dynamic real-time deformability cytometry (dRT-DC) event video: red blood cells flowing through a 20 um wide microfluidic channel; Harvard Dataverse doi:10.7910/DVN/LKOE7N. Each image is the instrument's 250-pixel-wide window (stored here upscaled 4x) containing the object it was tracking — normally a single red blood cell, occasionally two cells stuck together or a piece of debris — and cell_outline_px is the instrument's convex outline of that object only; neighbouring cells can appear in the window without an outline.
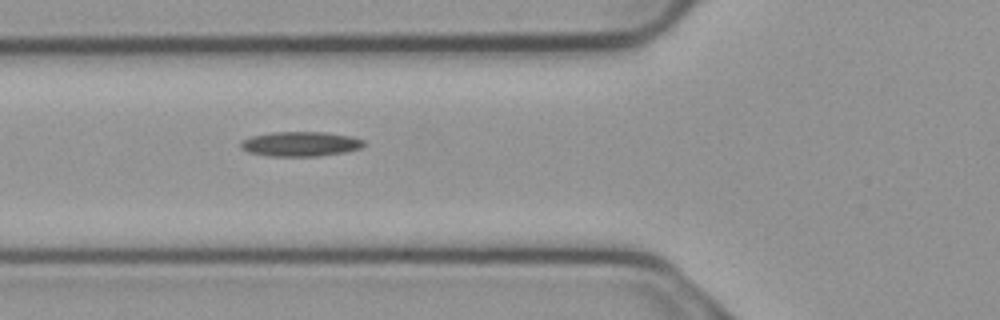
{"species": "common noctule bat (a hibernating species)", "species_latin": "Nyctalus noctula", "temperature_condition": "cold", "stored_images_in_passage": 5, "camera_frame_rate_fps": 3000, "um_per_image_px": 0.085, "animal": {"sex": "male", "body_mass_g": 23.1, "forearm_length_mm": 52.7}, "frame": {"image": 1, "passage_image": 5, "time_ms": 1.333, "image_size_px": [1000, 320], "cell_outline_px": [[364, 144], [360, 148], [344, 152], [320, 156], [268, 156], [248, 152], [240, 148], [240, 144], [244, 140], [252, 136], [272, 132], [324, 132], [352, 136], [364, 140]], "centroid_in_image_um": [25.54, 12.24], "position_along_channel_um": 100.3, "area_um2": 17.69}}